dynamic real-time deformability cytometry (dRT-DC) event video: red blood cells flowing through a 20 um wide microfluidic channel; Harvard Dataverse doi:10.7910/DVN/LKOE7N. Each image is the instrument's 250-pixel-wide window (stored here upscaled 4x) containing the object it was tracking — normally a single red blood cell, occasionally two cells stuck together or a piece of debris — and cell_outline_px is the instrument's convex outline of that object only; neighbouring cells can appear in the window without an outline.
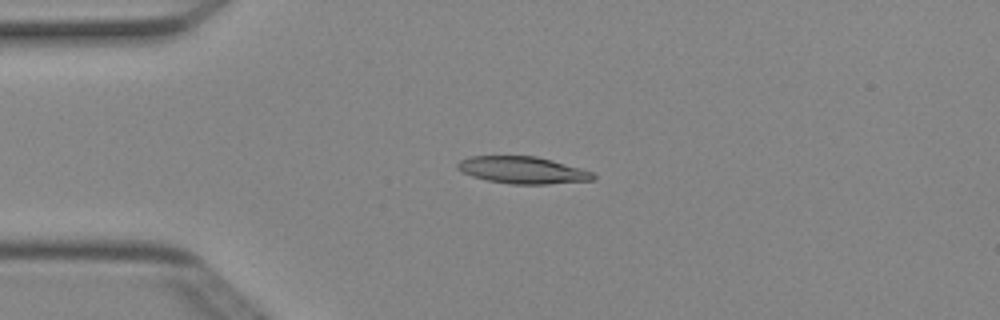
{"species": "Egyptian fruit bat (a non-hibernating species)", "species_latin": "Rousettus aegyptiacus", "temperature_condition": "cold", "stored_images_in_passage": 5, "camera_frame_rate_fps": 3000, "um_per_image_px": 0.085, "animal": {"sex": "female"}, "frame": {"image": 1, "passage_image": 4, "time_ms": 1.0, "image_size_px": [1000, 320], "cell_outline_px": [[596, 176], [592, 180], [548, 184], [512, 184], [488, 180], [472, 176], [456, 168], [456, 164], [460, 160], [468, 156], [536, 156], [552, 160], [580, 168], [592, 172]], "centroid_in_image_um": [44.4, 14.45], "position_along_channel_um": 40.6, "area_um2": 21.21}}